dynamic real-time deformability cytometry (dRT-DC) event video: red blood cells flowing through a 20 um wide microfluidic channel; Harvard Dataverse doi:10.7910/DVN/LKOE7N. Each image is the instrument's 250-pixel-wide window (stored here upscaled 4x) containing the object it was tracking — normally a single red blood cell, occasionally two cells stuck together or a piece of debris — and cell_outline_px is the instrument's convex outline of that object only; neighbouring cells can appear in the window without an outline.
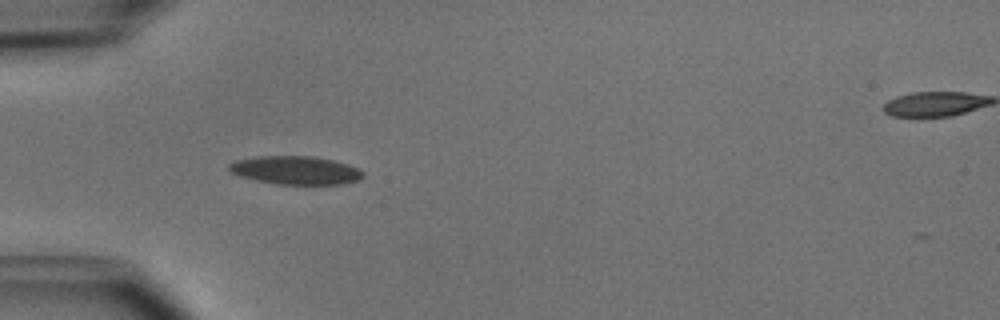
{"species": "common noctule bat (a hibernating species)", "species_latin": "Nyctalus noctula", "temperature_condition": "cold", "stored_images_in_passage": 36, "camera_frame_rate_fps": 3000, "um_per_image_px": 0.085, "animal": {"sex": "male", "body_mass_g": 15.6}, "frame": {"image": 1, "passage_image": 1, "time_ms": 0.0, "image_size_px": [1000, 320], "cell_outline_px": [[364, 176], [360, 180], [344, 184], [276, 184], [256, 180], [240, 176], [232, 172], [228, 168], [228, 164], [236, 160], [256, 156], [312, 156], [332, 160], [348, 164], [364, 172]], "centroid_in_image_um": [25.14, 14.47], "position_along_channel_um": 59.9, "area_um2": 22.14}}
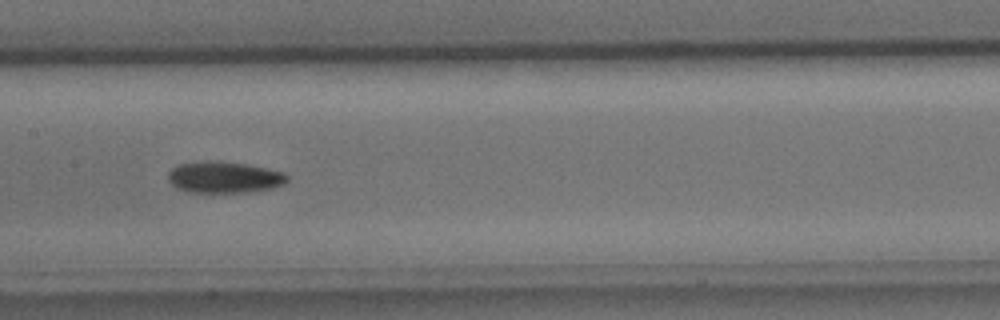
{"frame": {"image": 2, "passage_image": 11, "time_ms": 3.333, "image_size_px": [1000, 320], "cell_outline_px": [[288, 180], [284, 184], [272, 188], [244, 192], [192, 192], [176, 188], [168, 180], [168, 172], [172, 168], [180, 164], [204, 160], [220, 160], [248, 164], [284, 172], [288, 176]], "centroid_in_image_um": [19.05, 15.05], "position_along_channel_um": 188.3, "area_um2": 21.96}}
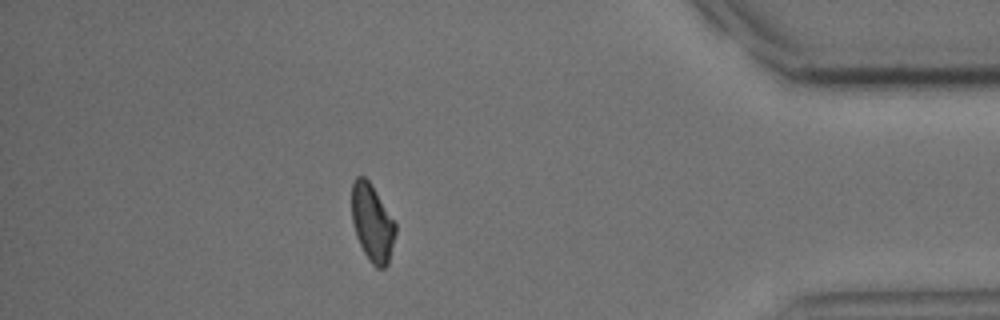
{"frame": {"image": 3, "passage_image": 30, "time_ms": 9.667, "image_size_px": [1000, 320], "cell_outline_px": [[396, 232], [388, 264], [384, 268], [376, 268], [368, 260], [356, 236], [352, 220], [352, 184], [356, 176], [364, 176], [368, 180], [376, 192], [396, 224]], "centroid_in_image_um": [31.64, 18.96], "position_along_channel_um": 403.6, "area_um2": 19.54}, "authors_computed_cell_mechanics": {"area_um2": 21.0681, "velocity_mm_per_s": 3.978, "shape_relaxation_time_tau1_ms": 3.3575, "shape_relaxation_time_tau2_ms": null, "deformation_change_tau1": 0.11, "deformation_change_tau2": null}}